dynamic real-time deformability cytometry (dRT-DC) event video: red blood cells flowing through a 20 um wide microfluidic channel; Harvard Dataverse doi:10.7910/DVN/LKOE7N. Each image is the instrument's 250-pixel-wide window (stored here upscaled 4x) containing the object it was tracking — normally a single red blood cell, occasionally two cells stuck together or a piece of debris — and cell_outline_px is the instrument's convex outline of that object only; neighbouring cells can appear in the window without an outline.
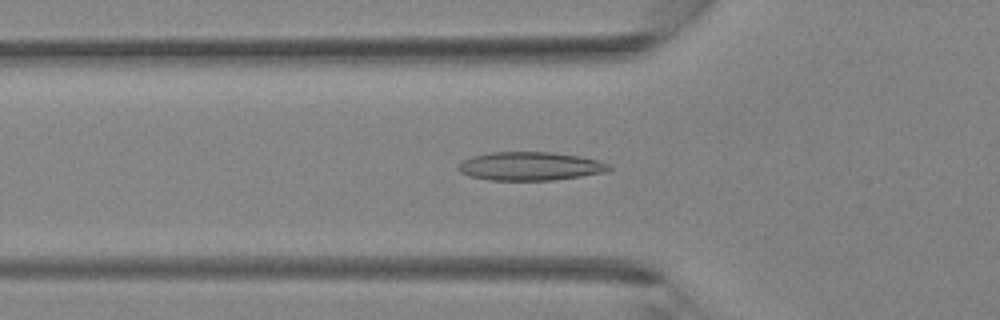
{"species": "Egyptian fruit bat (a non-hibernating species)", "species_latin": "Rousettus aegyptiacus", "temperature_condition": "room temperature", "stored_images_in_passage": 34, "camera_frame_rate_fps": 3000, "um_per_image_px": 0.085, "animal": {"sex": "female"}, "frame": {"image": 1, "passage_image": 11, "time_ms": 3.333, "image_size_px": [1000, 320], "cell_outline_px": [[612, 168], [608, 172], [552, 180], [488, 180], [472, 176], [460, 172], [456, 168], [464, 160], [472, 156], [488, 152], [552, 152], [580, 156], [596, 160], [608, 164]], "centroid_in_image_um": [45.06, 14.12], "position_along_channel_um": 80.7, "area_um2": 24.97}}
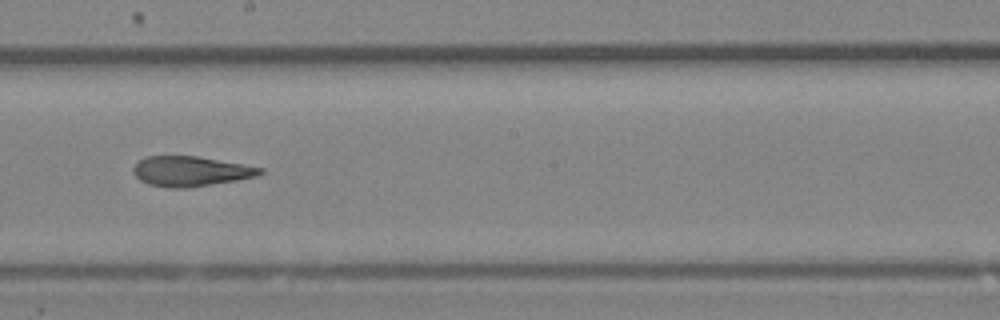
{"frame": {"image": 2, "passage_image": 19, "time_ms": 6.0, "image_size_px": [1000, 320], "cell_outline_px": [[264, 172], [256, 176], [236, 180], [188, 188], [168, 188], [148, 184], [140, 180], [132, 172], [132, 168], [144, 156], [196, 156], [264, 168]], "centroid_in_image_um": [16.17, 14.56], "position_along_channel_um": 232.0, "area_um2": 22.08}}
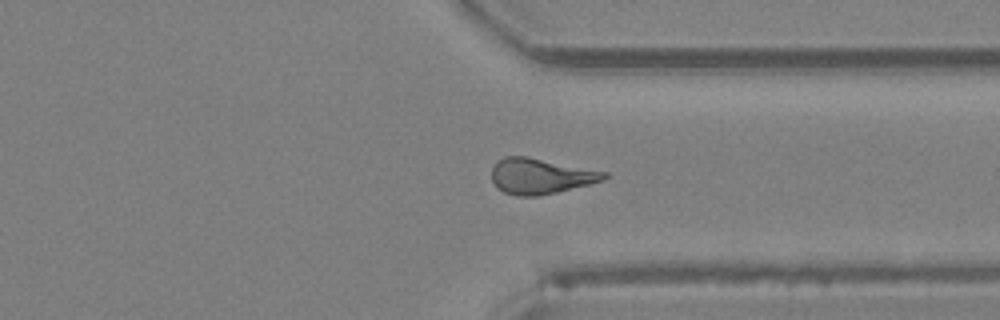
{"frame": {"image": 3, "passage_image": 26, "time_ms": 8.333, "image_size_px": [1000, 320], "cell_outline_px": [[608, 176], [604, 180], [556, 192], [536, 196], [516, 196], [504, 192], [496, 188], [492, 180], [492, 168], [496, 160], [504, 156], [524, 156], [608, 172]], "centroid_in_image_um": [45.9, 14.97], "position_along_channel_um": 365.5, "area_um2": 23.18}}